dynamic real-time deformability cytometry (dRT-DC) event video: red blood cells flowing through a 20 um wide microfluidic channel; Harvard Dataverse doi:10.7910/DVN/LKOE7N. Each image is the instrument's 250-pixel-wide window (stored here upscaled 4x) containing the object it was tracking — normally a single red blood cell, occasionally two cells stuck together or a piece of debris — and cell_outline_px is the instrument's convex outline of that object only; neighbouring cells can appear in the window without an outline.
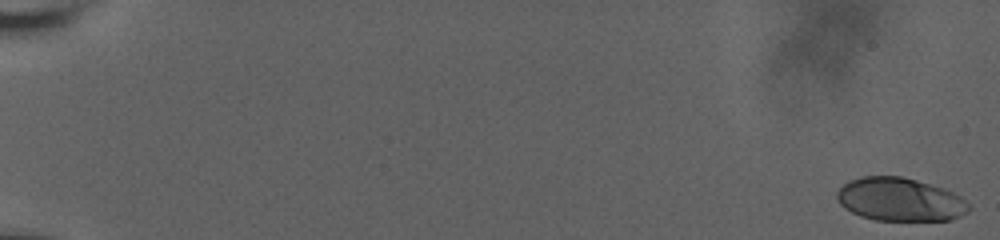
{"species": "human", "species_latin": "Homo sapiens", "temperature_condition": "room temperature", "stored_images_in_passage": 60, "camera_frame_rate_fps": 3000, "um_per_image_px": 0.085, "donor": {"sex": "male"}, "frame": {"image": 1, "passage_image": 1, "time_ms": 0.0, "image_size_px": [1000, 240], "cell_outline_px": [[972, 208], [968, 212], [948, 220], [876, 220], [860, 216], [844, 208], [840, 204], [836, 196], [836, 192], [848, 180], [860, 176], [900, 176], [916, 180], [944, 188], [960, 196]], "centroid_in_image_um": [76.47, 16.95], "position_along_channel_um": 8.5, "area_um2": 33.23}}
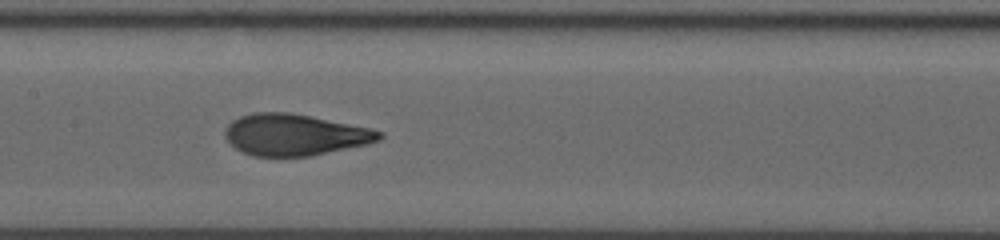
{"frame": {"image": 2, "passage_image": 33, "time_ms": 10.667, "image_size_px": [1000, 240], "cell_outline_px": [[384, 136], [380, 140], [368, 144], [308, 156], [252, 156], [236, 148], [224, 136], [224, 128], [232, 120], [240, 116], [252, 112], [288, 112], [368, 128], [384, 132]], "centroid_in_image_um": [25.02, 11.45], "position_along_channel_um": 182.4, "area_um2": 36.93}}
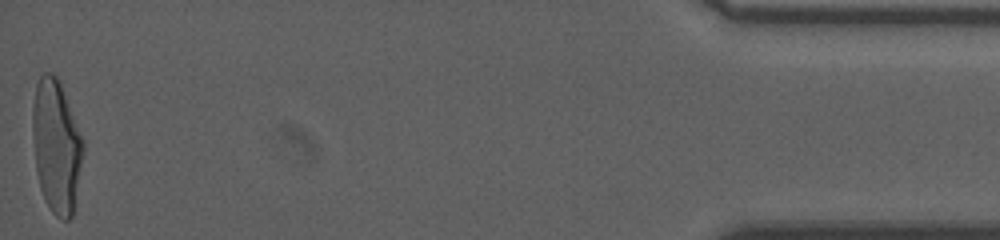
{"frame": {"image": 3, "passage_image": 60, "time_ms": 19.667, "image_size_px": [1000, 240], "cell_outline_px": [[84, 148], [72, 216], [68, 220], [60, 220], [52, 212], [44, 200], [40, 188], [36, 172], [32, 132], [32, 112], [36, 84], [40, 76], [44, 72], [52, 72], [56, 76], [60, 84], [84, 140]], "centroid_in_image_um": [4.77, 12.44], "position_along_channel_um": 430.4, "area_um2": 39.07}, "authors_computed_cell_mechanics": {"area_um2": 36.6452, "velocity_mm_per_s": 3.6871, "shape_relaxation_time_tau1_ms": 4.6527, "shape_relaxation_time_tau2_ms": 0.8099, "deformation_change_tau1": 0.2018, "deformation_change_tau2": 0.0686}}